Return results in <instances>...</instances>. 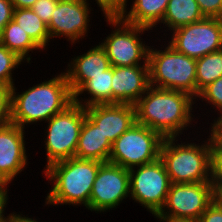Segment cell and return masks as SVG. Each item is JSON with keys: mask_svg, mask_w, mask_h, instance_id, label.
<instances>
[{"mask_svg": "<svg viewBox=\"0 0 222 222\" xmlns=\"http://www.w3.org/2000/svg\"><path fill=\"white\" fill-rule=\"evenodd\" d=\"M196 99L190 94L149 86L134 104L136 123L159 132L164 138L185 136L184 130L196 127L194 118ZM192 127H191V126ZM184 132V133H183Z\"/></svg>", "mask_w": 222, "mask_h": 222, "instance_id": "obj_1", "label": "cell"}, {"mask_svg": "<svg viewBox=\"0 0 222 222\" xmlns=\"http://www.w3.org/2000/svg\"><path fill=\"white\" fill-rule=\"evenodd\" d=\"M34 84L25 91L11 89V123L23 129L51 119L74 102L65 72H59L49 80ZM27 127H26V126ZM29 125V126H28Z\"/></svg>", "mask_w": 222, "mask_h": 222, "instance_id": "obj_2", "label": "cell"}, {"mask_svg": "<svg viewBox=\"0 0 222 222\" xmlns=\"http://www.w3.org/2000/svg\"><path fill=\"white\" fill-rule=\"evenodd\" d=\"M102 162L72 157L56 162L42 171L51 183L45 196V205L84 206L89 210V200Z\"/></svg>", "mask_w": 222, "mask_h": 222, "instance_id": "obj_3", "label": "cell"}, {"mask_svg": "<svg viewBox=\"0 0 222 222\" xmlns=\"http://www.w3.org/2000/svg\"><path fill=\"white\" fill-rule=\"evenodd\" d=\"M209 129V132H208ZM207 129V140H188L181 137L164 138L160 149L163 162L171 183H198L211 180L212 127ZM180 143H179V141ZM197 141V142H194ZM201 141V142H200ZM200 142V143H199Z\"/></svg>", "mask_w": 222, "mask_h": 222, "instance_id": "obj_4", "label": "cell"}, {"mask_svg": "<svg viewBox=\"0 0 222 222\" xmlns=\"http://www.w3.org/2000/svg\"><path fill=\"white\" fill-rule=\"evenodd\" d=\"M149 49V83L150 86L182 91L197 98L196 59L177 52L166 41ZM160 47V48H159ZM161 49V50H160ZM163 49V50H162Z\"/></svg>", "mask_w": 222, "mask_h": 222, "instance_id": "obj_5", "label": "cell"}, {"mask_svg": "<svg viewBox=\"0 0 222 222\" xmlns=\"http://www.w3.org/2000/svg\"><path fill=\"white\" fill-rule=\"evenodd\" d=\"M85 117V107L73 102L45 122L43 146L47 158L44 170L56 162L75 157Z\"/></svg>", "mask_w": 222, "mask_h": 222, "instance_id": "obj_6", "label": "cell"}, {"mask_svg": "<svg viewBox=\"0 0 222 222\" xmlns=\"http://www.w3.org/2000/svg\"><path fill=\"white\" fill-rule=\"evenodd\" d=\"M104 20L113 29L99 43L104 48L111 66L148 65L150 46L143 41L144 38L141 36L145 33L149 36V33L153 31L129 24L121 17L104 18Z\"/></svg>", "mask_w": 222, "mask_h": 222, "instance_id": "obj_7", "label": "cell"}, {"mask_svg": "<svg viewBox=\"0 0 222 222\" xmlns=\"http://www.w3.org/2000/svg\"><path fill=\"white\" fill-rule=\"evenodd\" d=\"M164 137L157 131L135 123L112 143L110 163L126 169L159 159Z\"/></svg>", "mask_w": 222, "mask_h": 222, "instance_id": "obj_8", "label": "cell"}, {"mask_svg": "<svg viewBox=\"0 0 222 222\" xmlns=\"http://www.w3.org/2000/svg\"><path fill=\"white\" fill-rule=\"evenodd\" d=\"M130 199L156 216L165 204L171 181L160 158L129 169Z\"/></svg>", "mask_w": 222, "mask_h": 222, "instance_id": "obj_9", "label": "cell"}, {"mask_svg": "<svg viewBox=\"0 0 222 222\" xmlns=\"http://www.w3.org/2000/svg\"><path fill=\"white\" fill-rule=\"evenodd\" d=\"M171 33V34H170ZM166 43L194 59L222 49V19L204 18L169 32ZM170 38V39H169Z\"/></svg>", "mask_w": 222, "mask_h": 222, "instance_id": "obj_10", "label": "cell"}, {"mask_svg": "<svg viewBox=\"0 0 222 222\" xmlns=\"http://www.w3.org/2000/svg\"><path fill=\"white\" fill-rule=\"evenodd\" d=\"M128 197L130 199L129 170L110 162L102 163L93 183L89 210L93 213L109 212Z\"/></svg>", "mask_w": 222, "mask_h": 222, "instance_id": "obj_11", "label": "cell"}, {"mask_svg": "<svg viewBox=\"0 0 222 222\" xmlns=\"http://www.w3.org/2000/svg\"><path fill=\"white\" fill-rule=\"evenodd\" d=\"M214 201L210 182L171 183L166 201L154 217H181L198 220Z\"/></svg>", "mask_w": 222, "mask_h": 222, "instance_id": "obj_12", "label": "cell"}, {"mask_svg": "<svg viewBox=\"0 0 222 222\" xmlns=\"http://www.w3.org/2000/svg\"><path fill=\"white\" fill-rule=\"evenodd\" d=\"M90 0H59L52 14L47 29L51 40L64 38L71 45L79 44L80 40L88 37L90 31V14L94 11ZM85 37V38H84Z\"/></svg>", "mask_w": 222, "mask_h": 222, "instance_id": "obj_13", "label": "cell"}, {"mask_svg": "<svg viewBox=\"0 0 222 222\" xmlns=\"http://www.w3.org/2000/svg\"><path fill=\"white\" fill-rule=\"evenodd\" d=\"M25 132L13 123L0 126V184H11L24 168L27 169Z\"/></svg>", "mask_w": 222, "mask_h": 222, "instance_id": "obj_14", "label": "cell"}, {"mask_svg": "<svg viewBox=\"0 0 222 222\" xmlns=\"http://www.w3.org/2000/svg\"><path fill=\"white\" fill-rule=\"evenodd\" d=\"M86 116L113 143L136 123L133 104L114 103L85 107Z\"/></svg>", "mask_w": 222, "mask_h": 222, "instance_id": "obj_15", "label": "cell"}, {"mask_svg": "<svg viewBox=\"0 0 222 222\" xmlns=\"http://www.w3.org/2000/svg\"><path fill=\"white\" fill-rule=\"evenodd\" d=\"M112 104H135L147 91L149 66H112Z\"/></svg>", "mask_w": 222, "mask_h": 222, "instance_id": "obj_16", "label": "cell"}, {"mask_svg": "<svg viewBox=\"0 0 222 222\" xmlns=\"http://www.w3.org/2000/svg\"><path fill=\"white\" fill-rule=\"evenodd\" d=\"M95 45L67 62L64 72L73 94L90 79V76H98L111 67L104 48L100 43Z\"/></svg>", "mask_w": 222, "mask_h": 222, "instance_id": "obj_17", "label": "cell"}, {"mask_svg": "<svg viewBox=\"0 0 222 222\" xmlns=\"http://www.w3.org/2000/svg\"><path fill=\"white\" fill-rule=\"evenodd\" d=\"M112 143L87 116L82 124L75 157L78 159L108 162Z\"/></svg>", "mask_w": 222, "mask_h": 222, "instance_id": "obj_18", "label": "cell"}, {"mask_svg": "<svg viewBox=\"0 0 222 222\" xmlns=\"http://www.w3.org/2000/svg\"><path fill=\"white\" fill-rule=\"evenodd\" d=\"M121 18L132 25L141 26L151 31L161 23L165 15L169 0H131Z\"/></svg>", "mask_w": 222, "mask_h": 222, "instance_id": "obj_19", "label": "cell"}, {"mask_svg": "<svg viewBox=\"0 0 222 222\" xmlns=\"http://www.w3.org/2000/svg\"><path fill=\"white\" fill-rule=\"evenodd\" d=\"M112 66L98 76H90L73 95L74 102L83 107L112 104ZM87 92V93H86ZM83 94L88 97L82 98ZM91 96V97H90Z\"/></svg>", "mask_w": 222, "mask_h": 222, "instance_id": "obj_20", "label": "cell"}, {"mask_svg": "<svg viewBox=\"0 0 222 222\" xmlns=\"http://www.w3.org/2000/svg\"><path fill=\"white\" fill-rule=\"evenodd\" d=\"M204 19L196 0H169L168 6L160 25L168 29L164 31L163 36L167 32L195 23ZM166 32V34H165Z\"/></svg>", "mask_w": 222, "mask_h": 222, "instance_id": "obj_21", "label": "cell"}, {"mask_svg": "<svg viewBox=\"0 0 222 222\" xmlns=\"http://www.w3.org/2000/svg\"><path fill=\"white\" fill-rule=\"evenodd\" d=\"M0 43L14 52L25 63L31 64V54L34 51L43 52V50L24 32L21 27L11 20L3 29L0 36ZM41 50V51H40ZM32 52V53H30ZM30 53V55H29Z\"/></svg>", "mask_w": 222, "mask_h": 222, "instance_id": "obj_22", "label": "cell"}, {"mask_svg": "<svg viewBox=\"0 0 222 222\" xmlns=\"http://www.w3.org/2000/svg\"><path fill=\"white\" fill-rule=\"evenodd\" d=\"M13 20L43 51L50 46L51 37L47 25L31 8H15Z\"/></svg>", "mask_w": 222, "mask_h": 222, "instance_id": "obj_23", "label": "cell"}, {"mask_svg": "<svg viewBox=\"0 0 222 222\" xmlns=\"http://www.w3.org/2000/svg\"><path fill=\"white\" fill-rule=\"evenodd\" d=\"M222 76V49L196 59L197 97L209 84Z\"/></svg>", "mask_w": 222, "mask_h": 222, "instance_id": "obj_24", "label": "cell"}, {"mask_svg": "<svg viewBox=\"0 0 222 222\" xmlns=\"http://www.w3.org/2000/svg\"><path fill=\"white\" fill-rule=\"evenodd\" d=\"M198 99L201 100L200 102L204 103V106H211L209 112H218L216 113L218 116L212 120V123L209 126L212 128H222V76L206 86L199 93L196 98V103L199 101Z\"/></svg>", "mask_w": 222, "mask_h": 222, "instance_id": "obj_25", "label": "cell"}, {"mask_svg": "<svg viewBox=\"0 0 222 222\" xmlns=\"http://www.w3.org/2000/svg\"><path fill=\"white\" fill-rule=\"evenodd\" d=\"M24 61L14 52L0 43V85L12 87L15 85L14 70L18 69ZM13 72V73H12Z\"/></svg>", "mask_w": 222, "mask_h": 222, "instance_id": "obj_26", "label": "cell"}, {"mask_svg": "<svg viewBox=\"0 0 222 222\" xmlns=\"http://www.w3.org/2000/svg\"><path fill=\"white\" fill-rule=\"evenodd\" d=\"M210 183L213 189L222 184V133L219 128H212Z\"/></svg>", "mask_w": 222, "mask_h": 222, "instance_id": "obj_27", "label": "cell"}, {"mask_svg": "<svg viewBox=\"0 0 222 222\" xmlns=\"http://www.w3.org/2000/svg\"><path fill=\"white\" fill-rule=\"evenodd\" d=\"M129 0H95V5L97 4L102 11V16L104 18H115L121 17L125 12L129 4Z\"/></svg>", "mask_w": 222, "mask_h": 222, "instance_id": "obj_28", "label": "cell"}, {"mask_svg": "<svg viewBox=\"0 0 222 222\" xmlns=\"http://www.w3.org/2000/svg\"><path fill=\"white\" fill-rule=\"evenodd\" d=\"M11 89L0 85V126L11 123Z\"/></svg>", "mask_w": 222, "mask_h": 222, "instance_id": "obj_29", "label": "cell"}, {"mask_svg": "<svg viewBox=\"0 0 222 222\" xmlns=\"http://www.w3.org/2000/svg\"><path fill=\"white\" fill-rule=\"evenodd\" d=\"M59 0H37L31 9L48 26Z\"/></svg>", "mask_w": 222, "mask_h": 222, "instance_id": "obj_30", "label": "cell"}, {"mask_svg": "<svg viewBox=\"0 0 222 222\" xmlns=\"http://www.w3.org/2000/svg\"><path fill=\"white\" fill-rule=\"evenodd\" d=\"M204 18L222 19V0H196Z\"/></svg>", "mask_w": 222, "mask_h": 222, "instance_id": "obj_31", "label": "cell"}, {"mask_svg": "<svg viewBox=\"0 0 222 222\" xmlns=\"http://www.w3.org/2000/svg\"><path fill=\"white\" fill-rule=\"evenodd\" d=\"M197 222H222V207L214 200Z\"/></svg>", "mask_w": 222, "mask_h": 222, "instance_id": "obj_32", "label": "cell"}, {"mask_svg": "<svg viewBox=\"0 0 222 222\" xmlns=\"http://www.w3.org/2000/svg\"><path fill=\"white\" fill-rule=\"evenodd\" d=\"M14 5L10 0H0V36L4 27L13 20Z\"/></svg>", "mask_w": 222, "mask_h": 222, "instance_id": "obj_33", "label": "cell"}, {"mask_svg": "<svg viewBox=\"0 0 222 222\" xmlns=\"http://www.w3.org/2000/svg\"><path fill=\"white\" fill-rule=\"evenodd\" d=\"M9 185L7 184H0V222H5L10 218V214H8L7 216H5V210L7 207V204L9 203Z\"/></svg>", "mask_w": 222, "mask_h": 222, "instance_id": "obj_34", "label": "cell"}, {"mask_svg": "<svg viewBox=\"0 0 222 222\" xmlns=\"http://www.w3.org/2000/svg\"><path fill=\"white\" fill-rule=\"evenodd\" d=\"M20 211L17 213L15 212H11V222H39L35 217L31 218L28 216V214L25 216L22 213H20ZM41 222V221H40Z\"/></svg>", "mask_w": 222, "mask_h": 222, "instance_id": "obj_35", "label": "cell"}, {"mask_svg": "<svg viewBox=\"0 0 222 222\" xmlns=\"http://www.w3.org/2000/svg\"><path fill=\"white\" fill-rule=\"evenodd\" d=\"M14 8H31L37 0H10Z\"/></svg>", "mask_w": 222, "mask_h": 222, "instance_id": "obj_36", "label": "cell"}, {"mask_svg": "<svg viewBox=\"0 0 222 222\" xmlns=\"http://www.w3.org/2000/svg\"><path fill=\"white\" fill-rule=\"evenodd\" d=\"M160 222H197V220L181 217H154Z\"/></svg>", "mask_w": 222, "mask_h": 222, "instance_id": "obj_37", "label": "cell"}, {"mask_svg": "<svg viewBox=\"0 0 222 222\" xmlns=\"http://www.w3.org/2000/svg\"><path fill=\"white\" fill-rule=\"evenodd\" d=\"M214 200L222 207V184L214 189Z\"/></svg>", "mask_w": 222, "mask_h": 222, "instance_id": "obj_38", "label": "cell"}, {"mask_svg": "<svg viewBox=\"0 0 222 222\" xmlns=\"http://www.w3.org/2000/svg\"><path fill=\"white\" fill-rule=\"evenodd\" d=\"M5 222H11V215H10V218L7 221H5Z\"/></svg>", "mask_w": 222, "mask_h": 222, "instance_id": "obj_39", "label": "cell"}]
</instances>
